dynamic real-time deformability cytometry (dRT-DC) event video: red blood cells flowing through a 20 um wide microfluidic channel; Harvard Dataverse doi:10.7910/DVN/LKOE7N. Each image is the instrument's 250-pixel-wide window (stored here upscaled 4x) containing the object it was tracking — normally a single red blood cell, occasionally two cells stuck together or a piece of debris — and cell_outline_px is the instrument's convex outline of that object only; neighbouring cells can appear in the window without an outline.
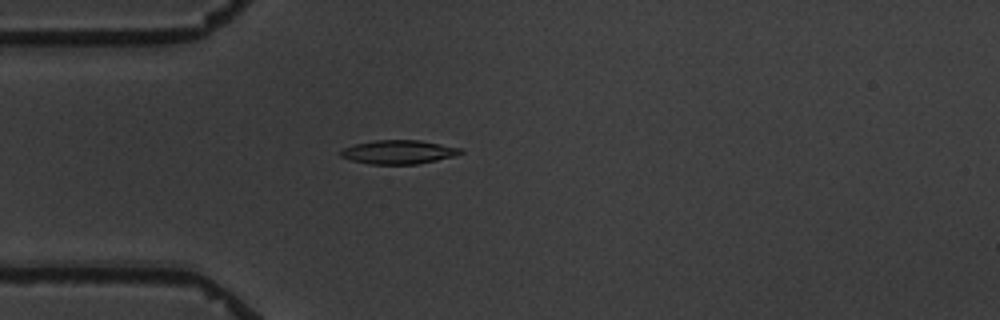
{"species": "common noctule bat (a hibernating species)", "species_latin": "Nyctalus noctula", "temperature_condition": "warm", "stored_images_in_passage": 5, "camera_frame_rate_fps": 3000, "um_per_image_px": 0.085, "animal": {"sex": "male", "body_mass_g": 19.5, "forearm_length_mm": 54.6}, "frame": {"image": 1, "passage_image": 4, "time_ms": 3.667, "image_size_px": [1000, 320], "cell_outline_px": [[464, 152], [456, 156], [416, 164], [368, 164], [352, 160], [340, 156], [340, 152], [344, 148], [356, 144], [376, 140], [420, 140], [460, 148]], "centroid_in_image_um": [33.89, 12.92], "position_along_channel_um": 51.1, "area_um2": 16.47}}